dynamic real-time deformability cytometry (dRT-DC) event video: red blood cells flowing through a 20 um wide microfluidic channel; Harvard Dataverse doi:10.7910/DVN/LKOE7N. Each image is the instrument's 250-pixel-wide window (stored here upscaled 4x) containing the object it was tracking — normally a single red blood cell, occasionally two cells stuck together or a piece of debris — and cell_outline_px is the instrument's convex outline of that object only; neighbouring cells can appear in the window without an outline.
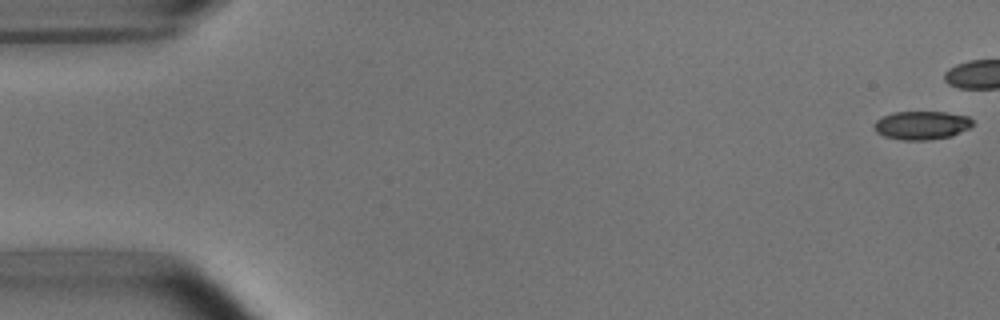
{"species": "common noctule bat (a hibernating species)", "species_latin": "Nyctalus noctula", "temperature_condition": "room temperature", "stored_images_in_passage": 42, "camera_frame_rate_fps": 3000, "um_per_image_px": 0.085, "animal": {"sex": "male", "body_mass_g": 15.6}, "frame": {"image": 1, "passage_image": 1, "time_ms": 0.0, "image_size_px": [1000, 320], "cell_outline_px": [[972, 124], [968, 128], [952, 136], [928, 140], [900, 140], [884, 136], [876, 132], [872, 128], [872, 124], [876, 120], [892, 112], [944, 112], [968, 116], [972, 120]], "centroid_in_image_um": [78.29, 10.65], "position_along_channel_um": 6.7, "area_um2": 16.42}}
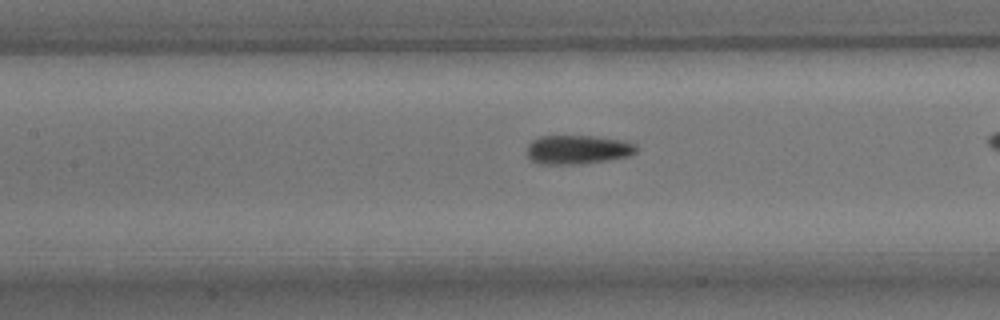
{"frame": {"image": 2, "passage_image": 24, "time_ms": 7.667, "image_size_px": [1000, 320], "cell_outline_px": [[636, 152], [628, 156], [604, 160], [576, 164], [540, 164], [532, 160], [528, 156], [528, 144], [532, 140], [540, 136], [592, 136], [624, 140], [636, 144]], "centroid_in_image_um": [49.09, 12.7], "position_along_channel_um": 158.3, "area_um2": 18.26}}
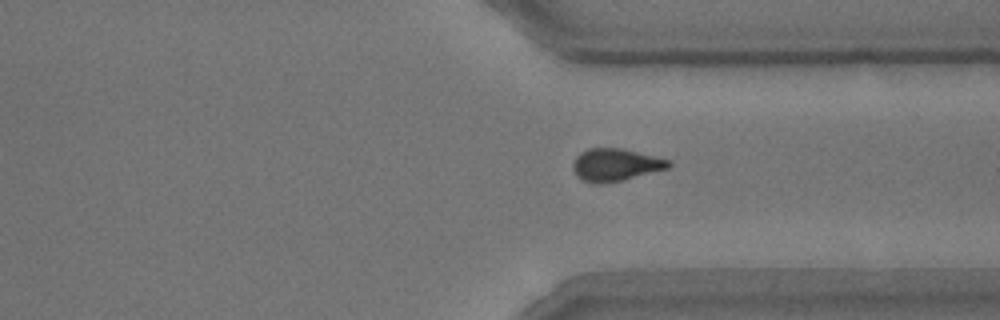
{"frame": {"image": 3, "passage_image": 40, "time_ms": 13.0, "image_size_px": [1000, 320], "cell_outline_px": [[672, 164], [668, 168], [620, 180], [600, 184], [596, 184], [584, 180], [576, 176], [572, 168], [572, 164], [576, 156], [580, 152], [588, 148], [620, 148], [668, 160]], "centroid_in_image_um": [52.24, 14.0], "position_along_channel_um": 359.2, "area_um2": 17.74}}